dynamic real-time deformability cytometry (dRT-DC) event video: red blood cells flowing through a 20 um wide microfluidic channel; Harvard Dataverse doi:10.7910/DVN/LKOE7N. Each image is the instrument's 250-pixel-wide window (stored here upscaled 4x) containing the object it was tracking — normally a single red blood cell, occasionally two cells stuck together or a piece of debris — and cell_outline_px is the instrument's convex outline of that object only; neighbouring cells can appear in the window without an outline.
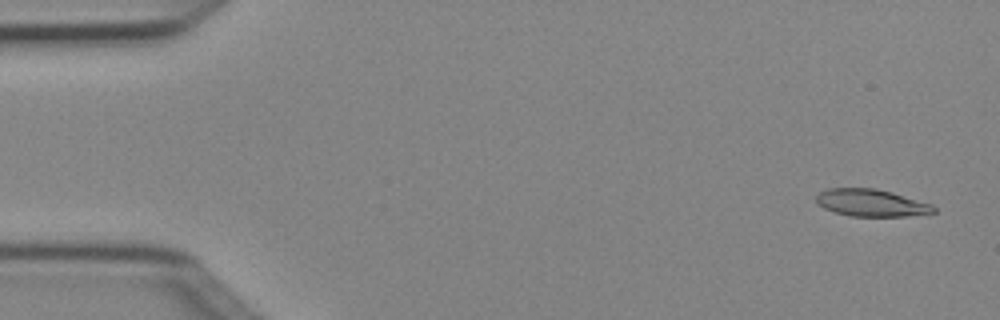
{"species": "Egyptian fruit bat (a non-hibernating species)", "species_latin": "Rousettus aegyptiacus", "temperature_condition": "cold", "stored_images_in_passage": 5, "camera_frame_rate_fps": 3000, "um_per_image_px": 0.085, "animal": {"sex": "female"}, "frame": {"image": 1, "passage_image": 1, "time_ms": 0.0, "image_size_px": [1000, 320], "cell_outline_px": [[936, 212], [908, 216], [848, 216], [824, 208], [816, 200], [816, 196], [820, 192], [828, 188], [876, 188], [892, 192], [932, 204], [936, 208]], "centroid_in_image_um": [74.08, 17.24], "position_along_channel_um": 10.9, "area_um2": 18.55}}
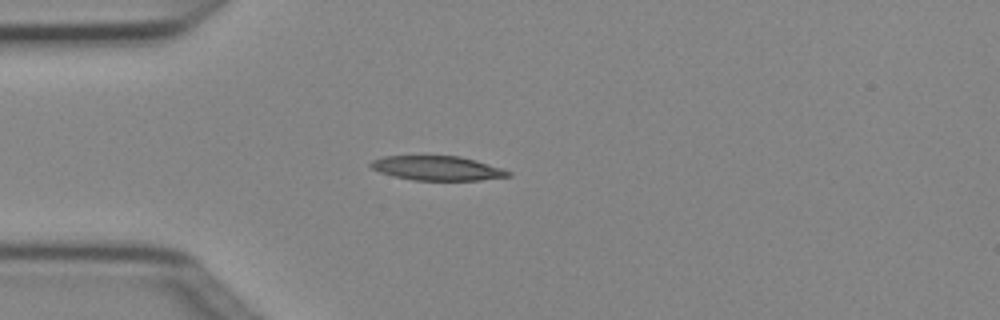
{"frame": {"image": 2, "passage_image": 4, "time_ms": 1.0, "image_size_px": [1000, 320], "cell_outline_px": [[512, 176], [480, 180], [412, 180], [392, 176], [380, 172], [372, 168], [368, 164], [372, 160], [384, 156], [460, 156], [476, 160], [512, 172]], "centroid_in_image_um": [37.16, 14.3], "position_along_channel_um": 47.8, "area_um2": 19.54}}